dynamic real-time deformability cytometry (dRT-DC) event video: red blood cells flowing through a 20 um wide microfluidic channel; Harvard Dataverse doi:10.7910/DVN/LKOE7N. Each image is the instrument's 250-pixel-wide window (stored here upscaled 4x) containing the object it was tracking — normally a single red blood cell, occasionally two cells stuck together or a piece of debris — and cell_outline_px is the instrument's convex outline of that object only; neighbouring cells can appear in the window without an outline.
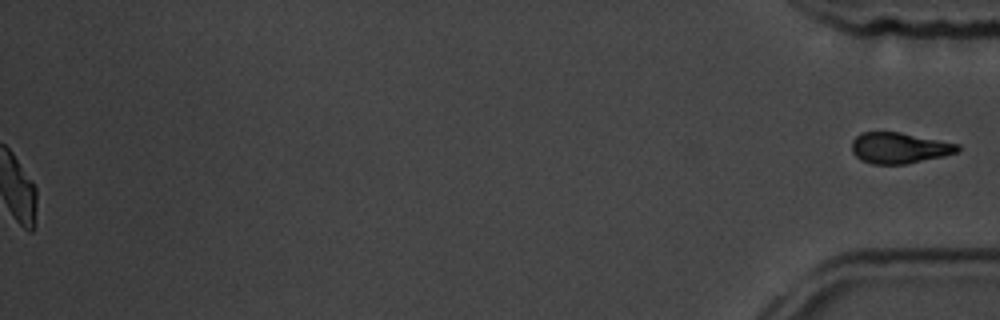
{"species": "common noctule bat (a hibernating species)", "species_latin": "Nyctalus noctula", "temperature_condition": "room temperature", "stored_images_in_passage": 59, "segment_of_instrument_passage": [2, 2], "camera_frame_rate_fps": 3000, "um_per_image_px": 0.085, "animal": {"sex": "male", "body_mass_g": 19.5, "forearm_length_mm": 54.6}, "frame": {"image": 1, "passage_image": 59, "time_ms": 19.333, "image_size_px": [1000, 320], "cell_outline_px": [[960, 148], [956, 152], [944, 156], [908, 164], [872, 164], [860, 160], [852, 152], [852, 140], [860, 132], [900, 132], [960, 144]], "centroid_in_image_um": [76.42, 12.58], "position_along_channel_um": 358.8, "area_um2": 19.19}}